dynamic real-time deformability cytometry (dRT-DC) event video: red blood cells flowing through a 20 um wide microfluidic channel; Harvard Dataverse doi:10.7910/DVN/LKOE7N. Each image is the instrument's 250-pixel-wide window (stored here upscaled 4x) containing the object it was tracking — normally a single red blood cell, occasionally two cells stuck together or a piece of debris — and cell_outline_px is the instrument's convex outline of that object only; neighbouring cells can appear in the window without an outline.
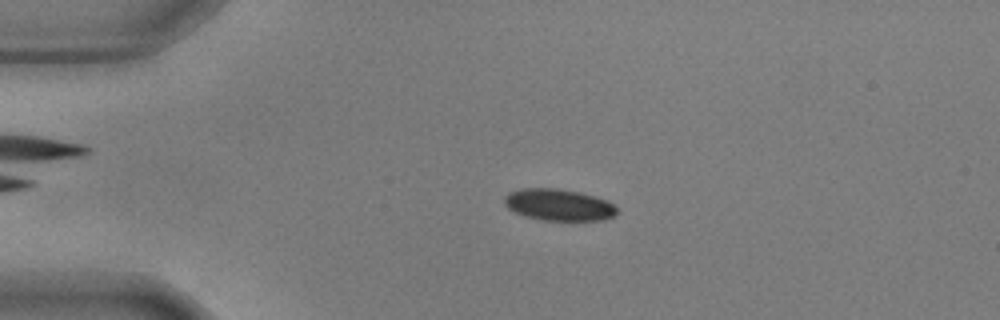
{"species": "common noctule bat (a hibernating species)", "species_latin": "Nyctalus noctula", "temperature_condition": "warm", "stored_images_in_passage": 55, "camera_frame_rate_fps": 3000, "um_per_image_px": 0.085, "animal": {"sex": "male", "body_mass_g": 17.9, "forearm_length_mm": 54.2}, "frame": {"image": 1, "passage_image": 12, "time_ms": 3.667, "image_size_px": [1000, 320], "cell_outline_px": [[616, 216], [604, 220], [540, 220], [524, 216], [508, 208], [504, 204], [504, 196], [508, 192], [520, 188], [556, 188], [580, 192], [596, 196], [608, 200], [616, 204]], "centroid_in_image_um": [47.5, 17.4], "position_along_channel_um": 37.5, "area_um2": 21.1}}
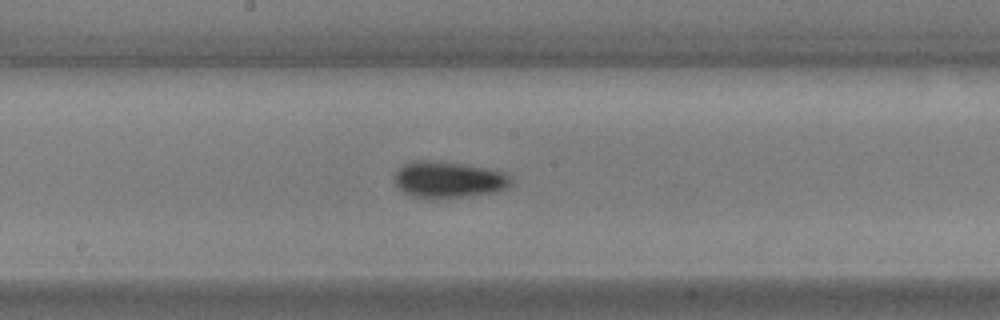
{"frame": {"image": 2, "passage_image": 29, "time_ms": 9.333, "image_size_px": [1000, 320], "cell_outline_px": [[512, 184], [496, 192], [432, 200], [416, 196], [404, 192], [396, 184], [396, 172], [404, 164], [416, 160], [420, 160], [460, 164], [484, 168], [504, 172], [512, 180]], "centroid_in_image_um": [38.13, 15.29], "position_along_channel_um": 210.1, "area_um2": 24.22}}
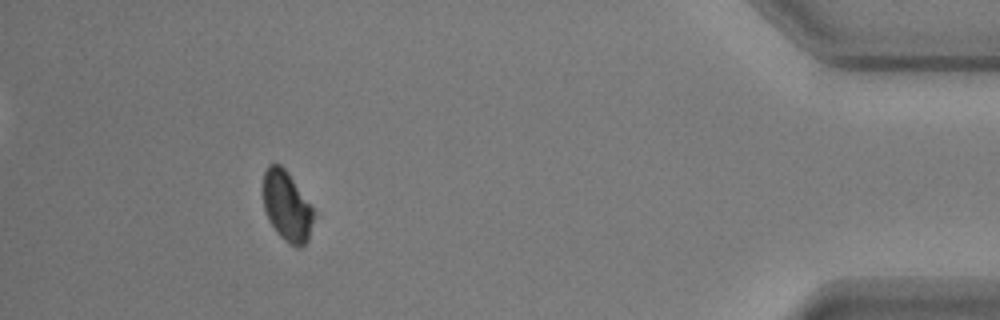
{"frame": {"image": 3, "passage_image": 50, "time_ms": 16.333, "image_size_px": [1000, 320], "cell_outline_px": [[316, 212], [308, 240], [300, 248], [296, 248], [288, 244], [276, 232], [268, 220], [264, 208], [260, 192], [264, 172], [268, 164], [280, 164], [288, 172]], "centroid_in_image_um": [24.35, 17.53], "position_along_channel_um": 410.8, "area_um2": 21.33}, "authors_computed_cell_mechanics": {"area_um2": 21.8484, "velocity_mm_per_s": 3.6557, "shape_relaxation_time_tau1_ms": 3.9841, "shape_relaxation_time_tau2_ms": null, "deformation_change_tau1": 0.1043, "deformation_change_tau2": null}}